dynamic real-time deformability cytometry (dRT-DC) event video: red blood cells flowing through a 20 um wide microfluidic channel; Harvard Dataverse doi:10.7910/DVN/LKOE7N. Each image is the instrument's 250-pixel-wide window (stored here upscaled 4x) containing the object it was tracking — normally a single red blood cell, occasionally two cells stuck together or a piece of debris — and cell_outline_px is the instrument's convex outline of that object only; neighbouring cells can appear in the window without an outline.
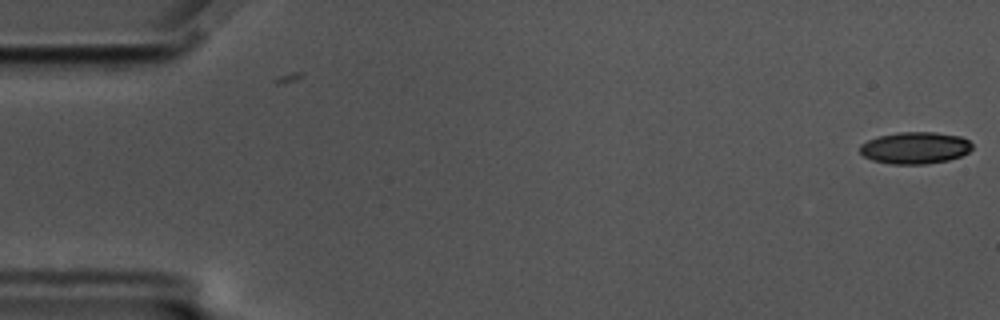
{"species": "common noctule bat (a hibernating species)", "species_latin": "Nyctalus noctula", "temperature_condition": "cold", "stored_images_in_passage": 4, "camera_frame_rate_fps": 3000, "um_per_image_px": 0.085, "animal": {"sex": "male", "body_mass_g": 17.5, "forearm_length_mm": 52.3}, "frame": {"image": 1, "passage_image": 4, "time_ms": 1.0, "image_size_px": [1000, 320], "cell_outline_px": [[972, 148], [968, 152], [960, 156], [948, 160], [924, 164], [892, 164], [872, 160], [864, 156], [860, 152], [860, 144], [868, 140], [880, 136], [900, 132], [936, 132], [960, 136], [968, 140], [972, 144]], "centroid_in_image_um": [77.78, 12.57], "position_along_channel_um": 7.2, "area_um2": 20.75}}